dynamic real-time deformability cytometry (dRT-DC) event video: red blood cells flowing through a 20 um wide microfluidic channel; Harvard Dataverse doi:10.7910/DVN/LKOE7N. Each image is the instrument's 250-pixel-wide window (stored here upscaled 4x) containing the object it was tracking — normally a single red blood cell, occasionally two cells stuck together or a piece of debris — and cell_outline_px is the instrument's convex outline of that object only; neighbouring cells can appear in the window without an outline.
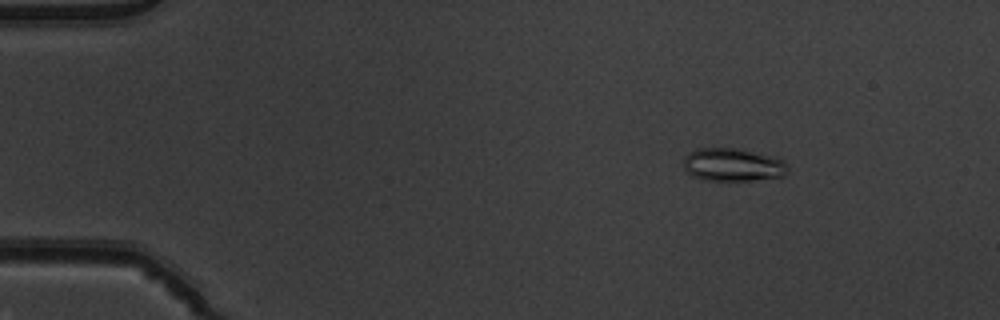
{"species": "common noctule bat (a hibernating species)", "species_latin": "Nyctalus noctula", "temperature_condition": "warm", "stored_images_in_passage": 52, "camera_frame_rate_fps": 3000, "um_per_image_px": 0.085, "animal": {"sex": "male", "body_mass_g": 19.5, "forearm_length_mm": 54.6}, "frame": {"image": 1, "passage_image": 7, "time_ms": 2.0, "image_size_px": [1000, 320], "cell_outline_px": [[788, 172], [784, 176], [752, 180], [704, 180], [692, 176], [684, 168], [684, 156], [688, 152], [696, 148], [736, 148], [776, 156], [784, 160], [788, 168]], "centroid_in_image_um": [62.3, 13.99], "position_along_channel_um": 22.7, "area_um2": 20.29}}
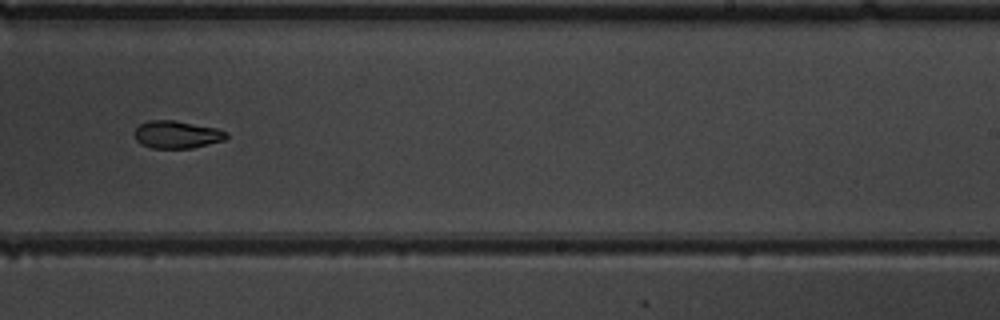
{"frame": {"image": 2, "passage_image": 33, "time_ms": 10.667, "image_size_px": [1000, 320], "cell_outline_px": [[228, 136], [224, 140], [192, 148], [152, 148], [140, 144], [136, 140], [132, 132], [140, 124], [148, 120], [176, 120], [216, 128], [228, 132]], "centroid_in_image_um": [15.0, 11.43], "position_along_channel_um": 274.0, "area_um2": 14.91}}
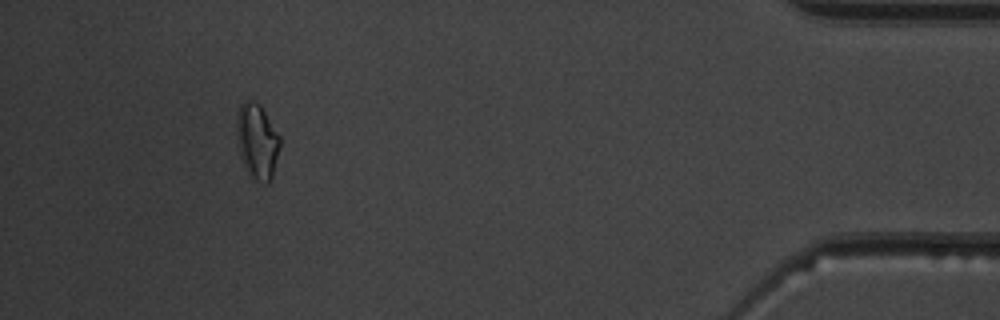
{"frame": {"image": 3, "passage_image": 48, "time_ms": 15.667, "image_size_px": [1000, 320], "cell_outline_px": [[280, 148], [272, 176], [268, 184], [264, 184], [252, 180], [248, 176], [240, 152], [236, 132], [236, 116], [240, 104], [244, 100], [252, 100], [260, 104], [280, 136]], "centroid_in_image_um": [21.85, 12.01], "position_along_channel_um": 413.3, "area_um2": 19.25}}